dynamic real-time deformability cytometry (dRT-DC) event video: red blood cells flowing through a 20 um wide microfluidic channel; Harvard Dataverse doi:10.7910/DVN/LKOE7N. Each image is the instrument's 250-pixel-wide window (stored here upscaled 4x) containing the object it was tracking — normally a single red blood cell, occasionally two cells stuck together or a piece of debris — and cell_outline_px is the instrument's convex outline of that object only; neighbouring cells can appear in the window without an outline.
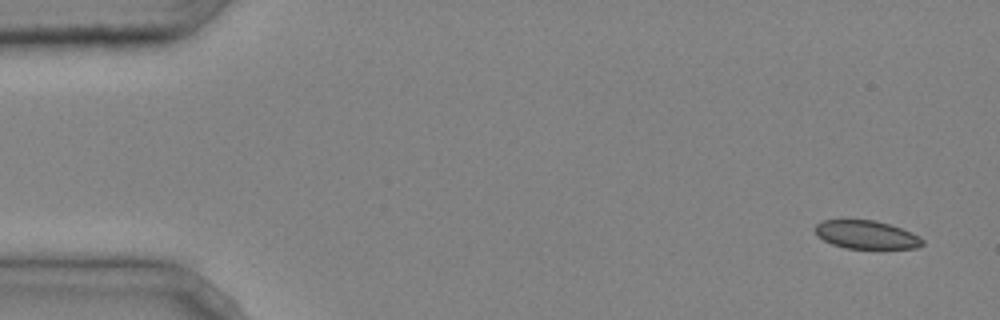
{"species": "common noctule bat (a hibernating species)", "species_latin": "Nyctalus noctula", "temperature_condition": "cold", "stored_images_in_passage": 4, "camera_frame_rate_fps": 3000, "um_per_image_px": 0.085, "animal": {"sex": "male", "body_mass_g": 20.4}, "frame": {"image": 1, "passage_image": 1, "time_ms": 0.0, "image_size_px": [1000, 320], "cell_outline_px": [[924, 244], [916, 248], [844, 248], [832, 244], [816, 236], [812, 228], [820, 220], [876, 220], [912, 232], [920, 236], [924, 240]], "centroid_in_image_um": [73.6, 19.94], "position_along_channel_um": 11.4, "area_um2": 17.86}}
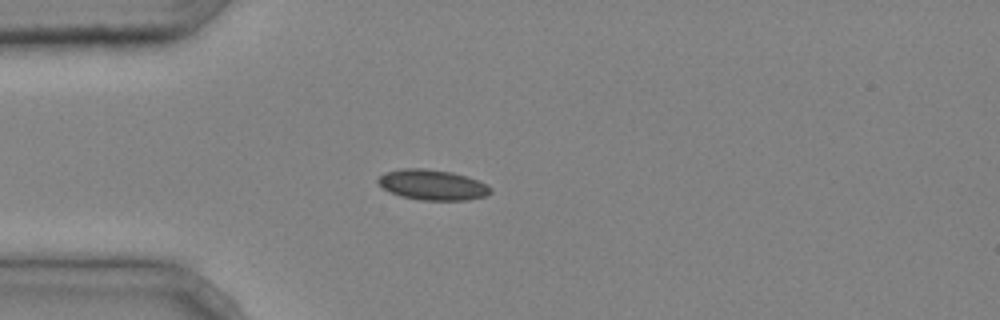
{"frame": {"image": 2, "passage_image": 4, "time_ms": 1.0, "image_size_px": [1000, 320], "cell_outline_px": [[492, 192], [488, 196], [464, 200], [420, 200], [400, 196], [384, 188], [376, 180], [384, 172], [400, 168], [424, 168], [452, 172], [468, 176], [488, 184], [492, 188]], "centroid_in_image_um": [36.8, 15.7], "position_along_channel_um": 48.2, "area_um2": 20.11}}